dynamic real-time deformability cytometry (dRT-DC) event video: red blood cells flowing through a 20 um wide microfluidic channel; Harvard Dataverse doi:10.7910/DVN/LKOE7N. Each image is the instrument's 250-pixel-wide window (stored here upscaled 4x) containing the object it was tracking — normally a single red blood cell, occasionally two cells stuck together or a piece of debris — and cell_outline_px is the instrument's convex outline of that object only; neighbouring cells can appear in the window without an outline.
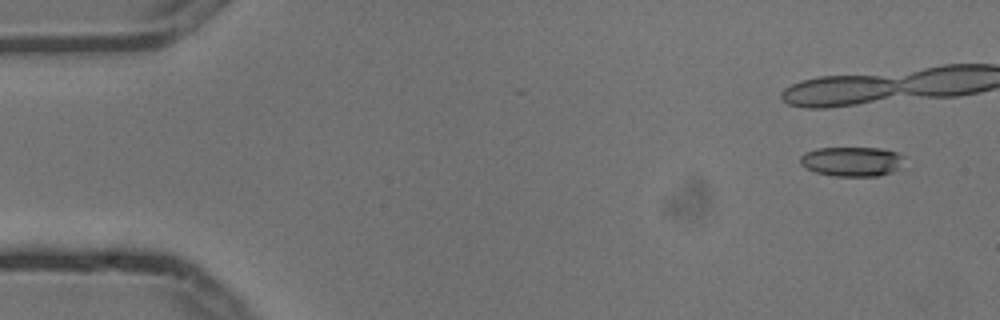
{"species": "common noctule bat (a hibernating species)", "species_latin": "Nyctalus noctula", "temperature_condition": "cold", "stored_images_in_passage": 6, "camera_frame_rate_fps": 3000, "um_per_image_px": 0.085, "animal": {"sex": "male", "body_mass_g": 13.3}, "frame": {"image": 1, "passage_image": 1, "time_ms": 0.0, "image_size_px": [1000, 320], "cell_outline_px": [[904, 156], [896, 168], [892, 172], [880, 176], [832, 176], [816, 172], [804, 168], [800, 164], [800, 156], [804, 152], [816, 148], [880, 148], [896, 152]], "centroid_in_image_um": [72.33, 13.72], "position_along_channel_um": 12.7, "area_um2": 17.92}}